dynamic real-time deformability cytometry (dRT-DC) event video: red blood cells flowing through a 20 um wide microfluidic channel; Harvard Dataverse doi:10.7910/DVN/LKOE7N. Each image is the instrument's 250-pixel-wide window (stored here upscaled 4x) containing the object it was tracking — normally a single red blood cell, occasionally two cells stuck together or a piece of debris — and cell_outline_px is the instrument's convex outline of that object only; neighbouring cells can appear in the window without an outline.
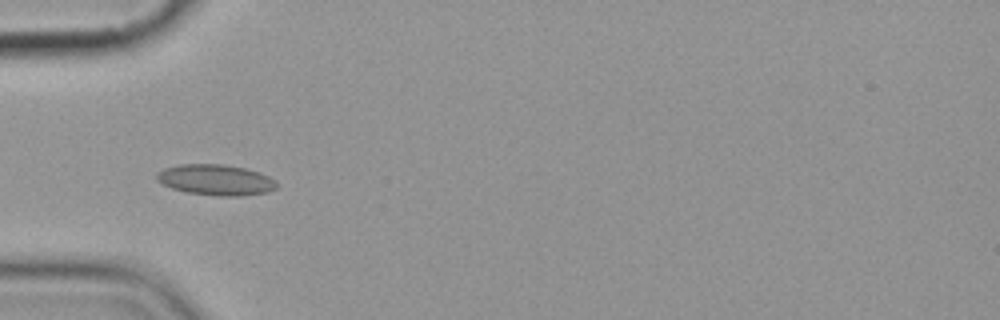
{"species": "common noctule bat (a hibernating species)", "species_latin": "Nyctalus noctula", "temperature_condition": "cold", "stored_images_in_passage": 8, "camera_frame_rate_fps": 3000, "um_per_image_px": 0.085, "animal": {"sex": "female", "body_mass_g": 19.9}, "frame": {"image": 1, "passage_image": 6, "time_ms": 6.0, "image_size_px": [1000, 320], "cell_outline_px": [[276, 188], [268, 192], [240, 196], [216, 196], [188, 192], [172, 188], [156, 180], [156, 172], [164, 168], [180, 164], [220, 164], [244, 168], [268, 176], [276, 180]], "centroid_in_image_um": [18.32, 15.29], "position_along_channel_um": 66.7, "area_um2": 21.39}}
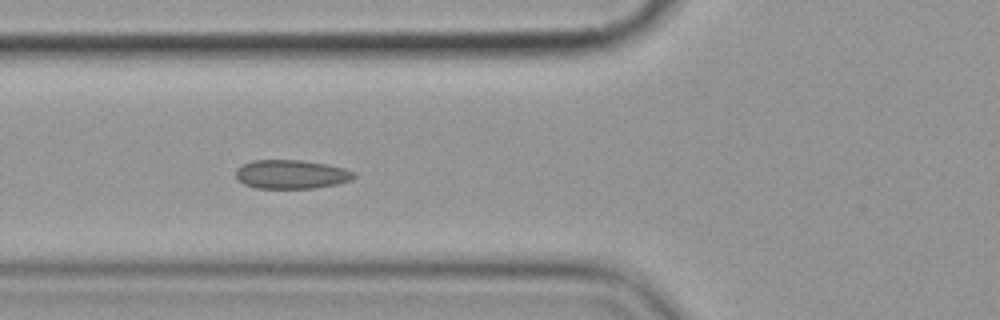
{"frame": {"image": 2, "passage_image": 7, "time_ms": 7.0, "image_size_px": [1000, 320], "cell_outline_px": [[356, 176], [352, 180], [336, 184], [312, 188], [256, 188], [244, 184], [236, 176], [236, 168], [252, 160], [300, 160], [324, 164], [344, 168], [356, 172]], "centroid_in_image_um": [24.77, 14.81], "position_along_channel_um": 101.0, "area_um2": 19.77}}
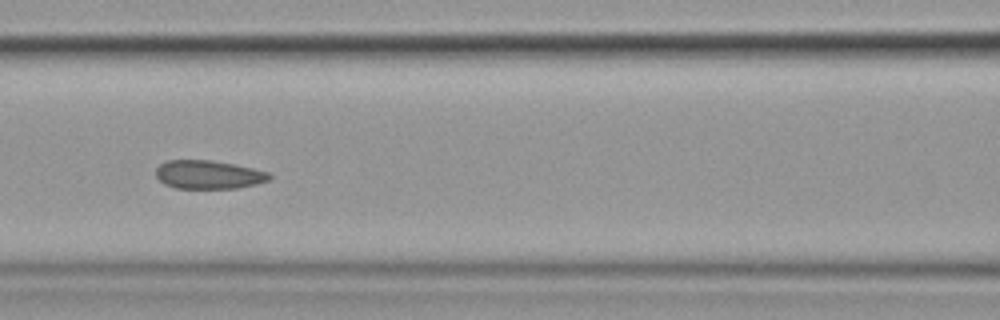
{"frame": {"image": 3, "passage_image": 8, "time_ms": 8.333, "image_size_px": [1000, 320], "cell_outline_px": [[272, 176], [268, 180], [256, 184], [236, 188], [176, 188], [164, 184], [156, 176], [156, 168], [160, 164], [168, 160], [212, 160], [252, 168], [268, 172]], "centroid_in_image_um": [17.7, 14.84], "position_along_channel_um": 148.9, "area_um2": 18.73}}